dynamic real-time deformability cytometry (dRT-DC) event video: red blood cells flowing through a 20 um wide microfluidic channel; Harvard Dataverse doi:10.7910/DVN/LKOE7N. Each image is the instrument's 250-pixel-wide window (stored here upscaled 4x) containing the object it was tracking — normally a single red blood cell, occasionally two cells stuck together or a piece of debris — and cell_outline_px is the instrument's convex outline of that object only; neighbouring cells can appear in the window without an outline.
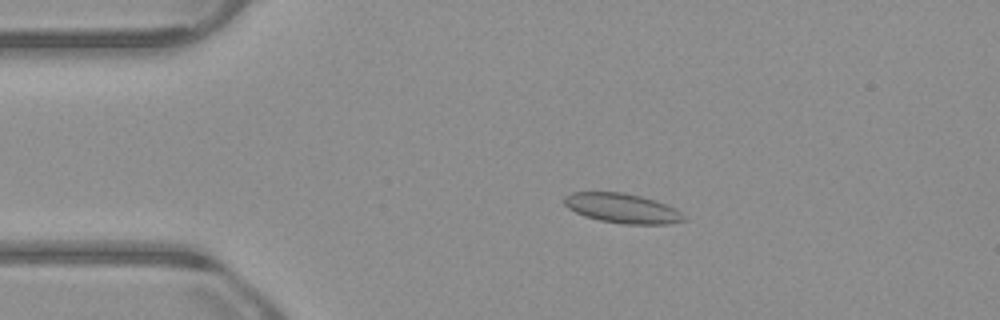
{"species": "common noctule bat (a hibernating species)", "species_latin": "Nyctalus noctula", "temperature_condition": "warm", "stored_images_in_passage": 53, "camera_frame_rate_fps": 3000, "um_per_image_px": 0.085, "animal": {"sex": "male", "body_mass_g": 23.1, "forearm_length_mm": 52.7}, "frame": {"image": 1, "passage_image": 10, "time_ms": 3.0, "image_size_px": [1000, 320], "cell_outline_px": [[684, 220], [668, 224], [624, 224], [600, 220], [584, 216], [568, 208], [564, 204], [564, 196], [572, 192], [624, 192], [656, 200], [680, 212], [684, 216]], "centroid_in_image_um": [52.84, 17.69], "position_along_channel_um": 32.2, "area_um2": 20.46}}
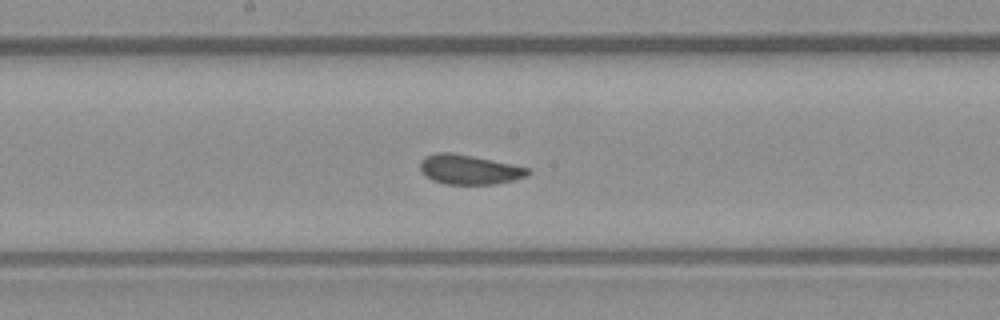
{"frame": {"image": 2, "passage_image": 27, "time_ms": 8.667, "image_size_px": [1000, 320], "cell_outline_px": [[532, 172], [528, 176], [496, 184], [444, 184], [432, 180], [420, 172], [420, 160], [424, 156], [436, 152], [452, 152], [512, 164], [528, 168]], "centroid_in_image_um": [39.85, 14.41], "position_along_channel_um": 208.4, "area_um2": 18.73}}
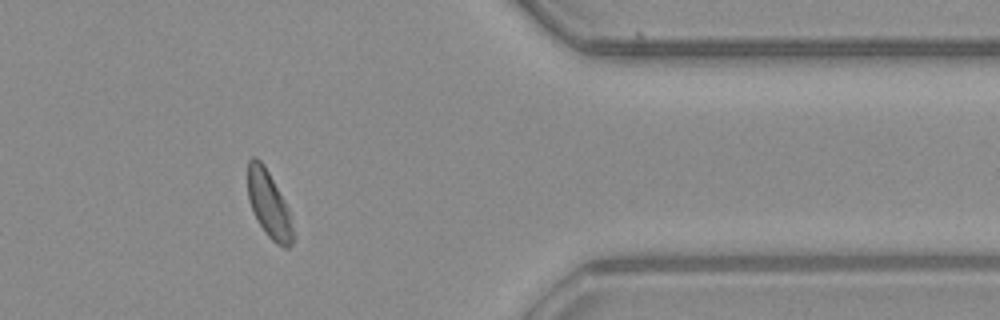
{"frame": {"image": 3, "passage_image": 43, "time_ms": 14.0, "image_size_px": [1000, 320], "cell_outline_px": [[296, 236], [292, 244], [288, 248], [284, 248], [276, 244], [264, 232], [248, 200], [248, 160], [252, 156], [256, 156], [264, 164], [284, 200], [288, 208]], "centroid_in_image_um": [22.88, 17.4], "position_along_channel_um": 388.5, "area_um2": 17.69}, "authors_computed_cell_mechanics": {"area_um2": 18.9584, "velocity_mm_per_s": 3.8339, "shape_relaxation_time_tau1_ms": null, "shape_relaxation_time_tau2_ms": 1.0387, "deformation_change_tau1": null, "deformation_change_tau2": 0.0445}}